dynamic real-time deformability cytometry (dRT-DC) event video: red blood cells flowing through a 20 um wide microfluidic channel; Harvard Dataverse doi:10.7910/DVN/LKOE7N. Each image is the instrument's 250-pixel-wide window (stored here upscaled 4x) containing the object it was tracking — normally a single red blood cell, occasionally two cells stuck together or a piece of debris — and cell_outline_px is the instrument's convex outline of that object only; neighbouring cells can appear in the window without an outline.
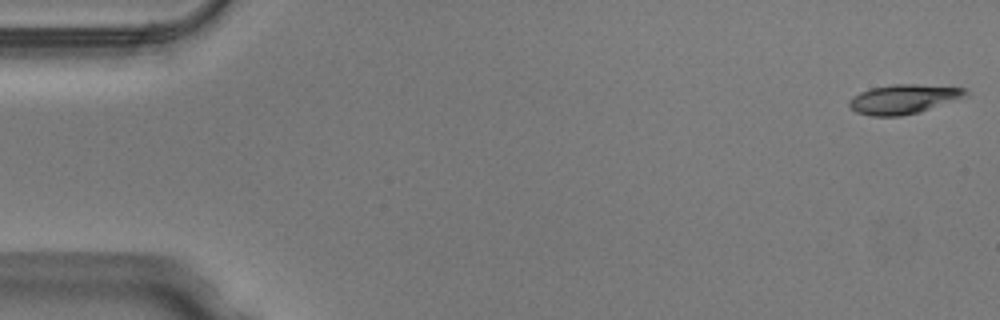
{"species": "Egyptian fruit bat (a non-hibernating species)", "species_latin": "Rousettus aegyptiacus", "temperature_condition": "warm", "stored_images_in_passage": 50, "camera_frame_rate_fps": 3000, "um_per_image_px": 0.085, "animal": {"sex": "male"}, "frame": {"image": 1, "passage_image": 1, "time_ms": 0.0, "image_size_px": [1000, 320], "cell_outline_px": [[968, 96], [920, 112], [900, 116], [872, 116], [856, 112], [848, 104], [848, 100], [852, 96], [860, 92], [872, 88], [892, 84], [916, 84], [964, 88], [968, 92]], "centroid_in_image_um": [76.8, 8.42], "position_along_channel_um": 8.2, "area_um2": 19.94}}
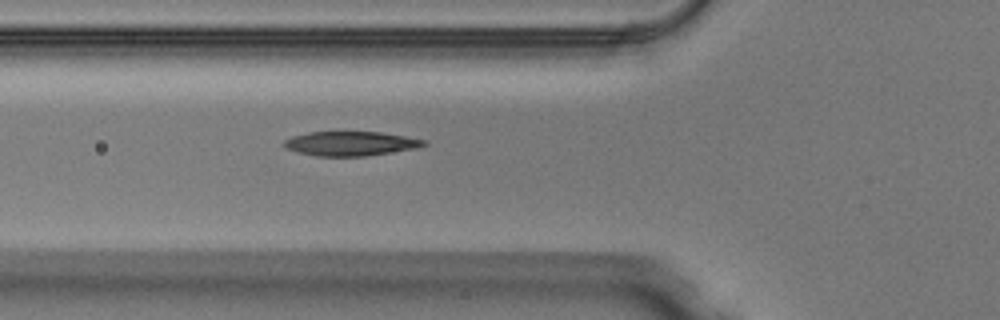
{"frame": {"image": 2, "passage_image": 18, "time_ms": 5.667, "image_size_px": [1000, 320], "cell_outline_px": [[428, 144], [416, 148], [364, 156], [316, 156], [296, 152], [288, 148], [284, 144], [284, 140], [292, 136], [308, 132], [380, 132], [428, 140]], "centroid_in_image_um": [29.81, 12.2], "position_along_channel_um": 96.0, "area_um2": 19.71}}
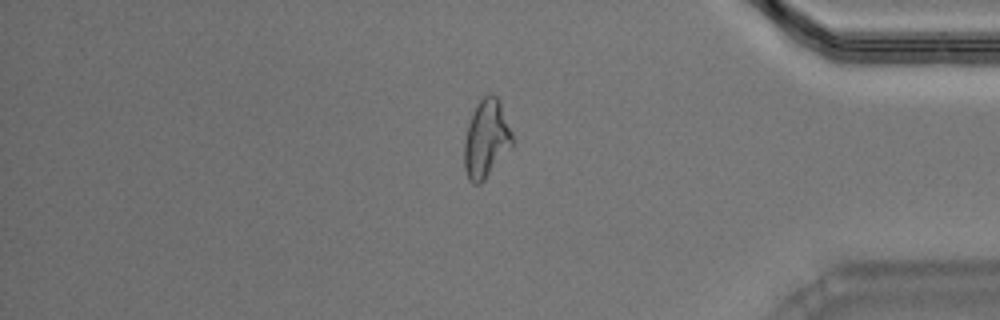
{"frame": {"image": 3, "passage_image": 42, "time_ms": 13.667, "image_size_px": [1000, 320], "cell_outline_px": [[512, 144], [484, 180], [480, 184], [472, 184], [468, 180], [464, 168], [464, 144], [468, 124], [480, 100], [488, 92], [492, 92], [500, 100], [512, 132]], "centroid_in_image_um": [41.32, 11.79], "position_along_channel_um": 393.9, "area_um2": 21.56}, "authors_computed_cell_mechanics": {"area_um2": 20.4323, "velocity_mm_per_s": 4.0381, "shape_relaxation_time_tau1_ms": 4.398, "shape_relaxation_time_tau2_ms": 2.9947, "deformation_change_tau1": 0.1744, "deformation_change_tau2": 0.1024}}